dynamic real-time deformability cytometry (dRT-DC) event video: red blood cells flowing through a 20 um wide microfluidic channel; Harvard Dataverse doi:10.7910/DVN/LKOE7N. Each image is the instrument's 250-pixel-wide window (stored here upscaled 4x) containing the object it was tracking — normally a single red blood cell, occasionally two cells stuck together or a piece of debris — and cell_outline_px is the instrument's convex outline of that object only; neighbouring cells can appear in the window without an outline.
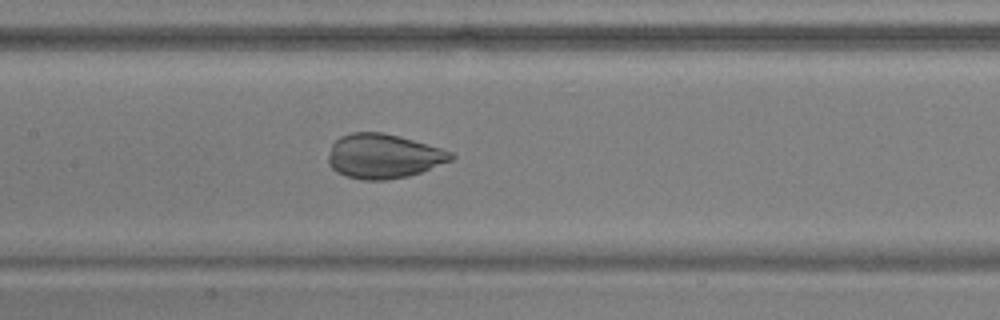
{"species": "common noctule bat (a hibernating species)", "species_latin": "Nyctalus noctula", "temperature_condition": "warm", "stored_images_in_passage": 54, "camera_frame_rate_fps": 3000, "um_per_image_px": 0.085, "animal": {"sex": "male", "body_mass_g": 17.9, "forearm_length_mm": 54.2}, "frame": {"image": 1, "passage_image": 26, "time_ms": 8.333, "image_size_px": [1000, 320], "cell_outline_px": [[456, 156], [452, 160], [420, 172], [408, 176], [384, 180], [360, 180], [336, 172], [328, 164], [328, 156], [332, 144], [340, 136], [352, 132], [380, 132], [400, 136], [440, 148], [452, 152]], "centroid_in_image_um": [32.57, 13.27], "position_along_channel_um": 174.8, "area_um2": 31.73}}
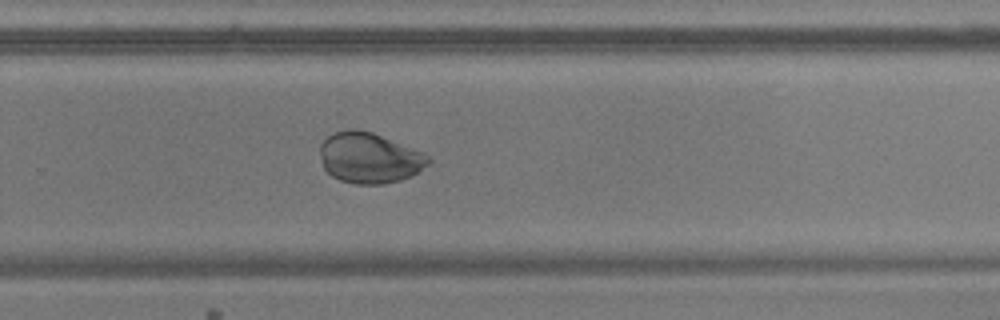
{"frame": {"image": 2, "passage_image": 36, "time_ms": 11.667, "image_size_px": [1000, 320], "cell_outline_px": [[432, 160], [428, 164], [416, 172], [400, 180], [384, 184], [356, 184], [340, 180], [332, 176], [324, 168], [320, 156], [320, 144], [332, 132], [352, 128], [372, 132], [420, 152], [428, 156]], "centroid_in_image_um": [31.34, 13.42], "position_along_channel_um": 298.5, "area_um2": 31.56}}
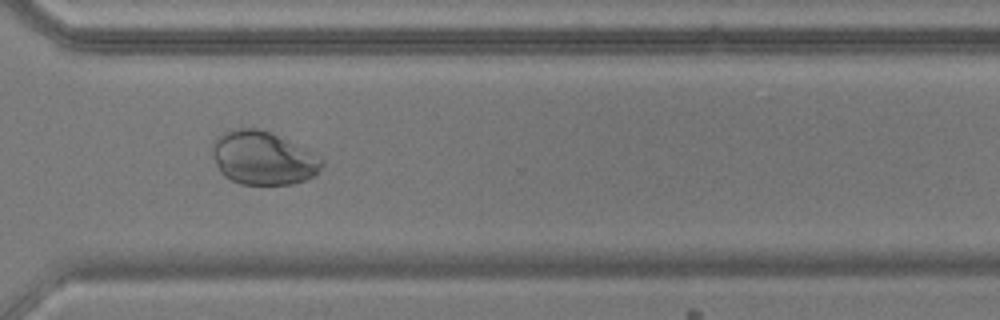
{"frame": {"image": 3, "passage_image": 40, "time_ms": 13.0, "image_size_px": [1000, 320], "cell_outline_px": [[324, 164], [312, 176], [304, 180], [292, 184], [240, 184], [224, 176], [220, 172], [216, 164], [212, 152], [212, 140], [224, 132], [240, 128], [256, 128], [272, 132], [320, 156], [324, 160]], "centroid_in_image_um": [22.34, 13.42], "position_along_channel_um": 348.3, "area_um2": 34.04}}